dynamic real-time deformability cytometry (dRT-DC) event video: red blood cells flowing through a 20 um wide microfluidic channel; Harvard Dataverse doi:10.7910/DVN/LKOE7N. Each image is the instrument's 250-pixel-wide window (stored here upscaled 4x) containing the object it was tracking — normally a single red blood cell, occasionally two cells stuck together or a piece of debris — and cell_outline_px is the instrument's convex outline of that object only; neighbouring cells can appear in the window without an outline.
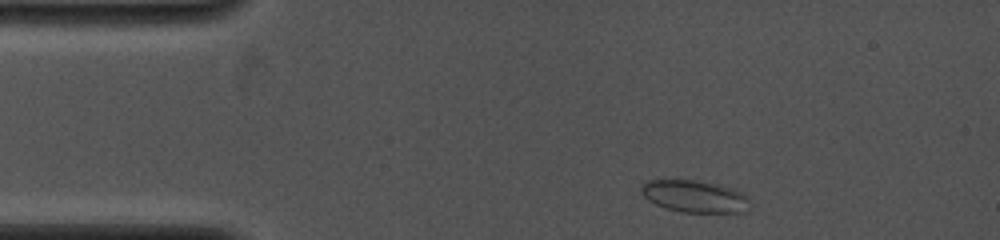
{"species": "common noctule bat (a hibernating species)", "species_latin": "Nyctalus noctula", "temperature_condition": "cold", "stored_images_in_passage": 14, "camera_frame_rate_fps": 4000, "um_per_image_px": 0.085, "animal": {"sex": "female", "body_mass_g": 19.0, "forearm_length_mm": 53.3}, "frame": {"image": 1, "passage_image": 1, "time_ms": 0.0, "image_size_px": [1000, 240], "cell_outline_px": [[748, 212], [680, 212], [656, 204], [648, 200], [640, 192], [640, 184], [648, 180], [696, 180], [716, 184], [732, 188], [748, 196]], "centroid_in_image_um": [59.02, 16.68], "position_along_channel_um": 26.0, "area_um2": 20.29}}
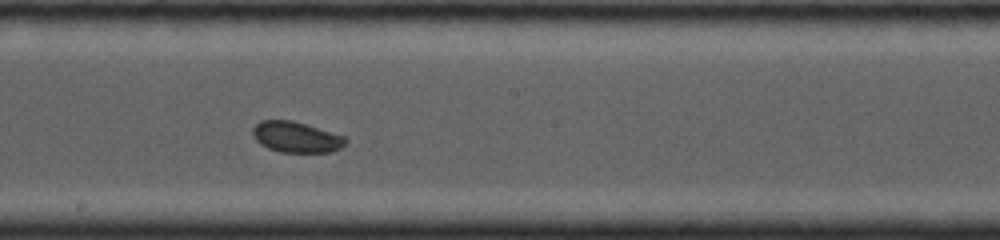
{"frame": {"image": 2, "passage_image": 8, "time_ms": 6.0, "image_size_px": [1000, 240], "cell_outline_px": [[348, 144], [332, 152], [280, 152], [268, 148], [260, 144], [252, 136], [252, 128], [260, 120], [292, 120], [344, 136], [348, 140]], "centroid_in_image_um": [25.17, 11.66], "position_along_channel_um": 223.0, "area_um2": 16.76}}
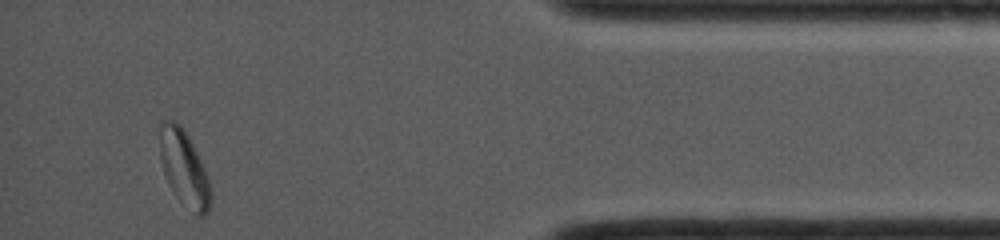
{"frame": {"image": 3, "passage_image": 14, "time_ms": 11.5, "image_size_px": [1000, 240], "cell_outline_px": [[212, 200], [208, 212], [204, 216], [196, 216], [176, 196], [168, 184], [160, 160], [160, 124], [164, 120], [176, 120], [180, 124], [188, 136], [208, 176], [212, 196]], "centroid_in_image_um": [15.66, 14.33], "position_along_channel_um": 419.5, "area_um2": 22.43}}